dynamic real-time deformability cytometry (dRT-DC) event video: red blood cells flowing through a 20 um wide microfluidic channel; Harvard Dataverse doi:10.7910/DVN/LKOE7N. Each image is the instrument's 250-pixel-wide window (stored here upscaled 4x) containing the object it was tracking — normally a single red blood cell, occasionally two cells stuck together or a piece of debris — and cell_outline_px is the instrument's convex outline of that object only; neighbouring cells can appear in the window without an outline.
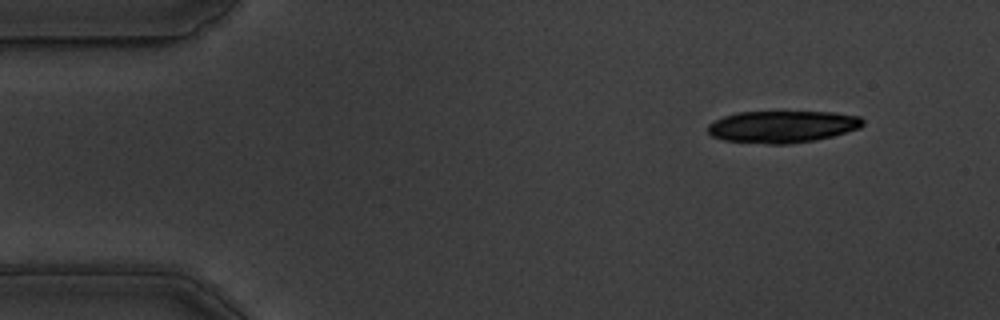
{"species": "common noctule bat (a hibernating species)", "species_latin": "Nyctalus noctula", "temperature_condition": "warm", "stored_images_in_passage": 11, "camera_frame_rate_fps": 3000, "um_per_image_px": 0.085, "animal": {"sex": "male", "body_mass_g": 19.5, "forearm_length_mm": 54.6}, "frame": {"image": 1, "passage_image": 1, "time_ms": 0.0, "image_size_px": [1000, 320], "cell_outline_px": [[864, 124], [860, 128], [832, 136], [816, 140], [788, 144], [768, 144], [724, 140], [712, 136], [708, 132], [708, 124], [724, 116], [736, 112], [836, 112], [860, 116], [864, 120]], "centroid_in_image_um": [66.53, 10.76], "position_along_channel_um": 18.5, "area_um2": 28.96}}